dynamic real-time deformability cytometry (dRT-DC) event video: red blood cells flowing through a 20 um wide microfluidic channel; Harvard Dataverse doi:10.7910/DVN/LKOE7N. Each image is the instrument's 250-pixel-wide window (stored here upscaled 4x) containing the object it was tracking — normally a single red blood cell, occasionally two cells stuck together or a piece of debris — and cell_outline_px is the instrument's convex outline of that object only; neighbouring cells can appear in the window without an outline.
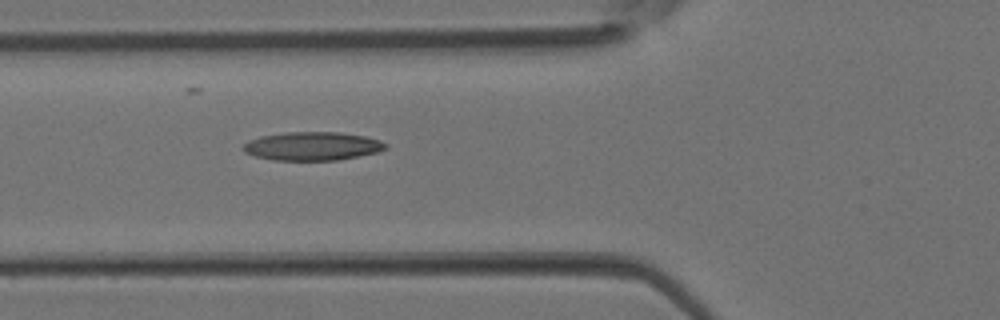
{"species": "Egyptian fruit bat (a non-hibernating species)", "species_latin": "Rousettus aegyptiacus", "temperature_condition": "room temperature", "stored_images_in_passage": 4, "camera_frame_rate_fps": 3000, "um_per_image_px": 0.085, "animal": {"sex": "female"}, "frame": {"image": 1, "passage_image": 4, "time_ms": 1.0, "image_size_px": [1000, 320], "cell_outline_px": [[388, 148], [376, 152], [336, 160], [272, 160], [256, 156], [244, 152], [240, 148], [248, 140], [260, 136], [284, 132], [340, 132], [364, 136], [380, 140], [388, 144]], "centroid_in_image_um": [26.52, 12.41], "position_along_channel_um": 99.3, "area_um2": 23.7}}